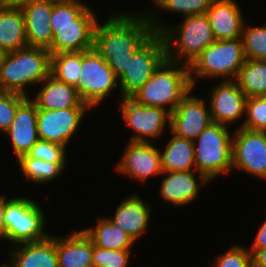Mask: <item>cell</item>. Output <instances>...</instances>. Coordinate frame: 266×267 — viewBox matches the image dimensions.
Here are the masks:
<instances>
[{"mask_svg":"<svg viewBox=\"0 0 266 267\" xmlns=\"http://www.w3.org/2000/svg\"><path fill=\"white\" fill-rule=\"evenodd\" d=\"M154 34L147 14H114L94 29L93 48L108 62L119 79L129 58Z\"/></svg>","mask_w":266,"mask_h":267,"instance_id":"obj_1","label":"cell"},{"mask_svg":"<svg viewBox=\"0 0 266 267\" xmlns=\"http://www.w3.org/2000/svg\"><path fill=\"white\" fill-rule=\"evenodd\" d=\"M165 59L150 79L131 98L144 106L160 107L171 114L181 100L193 90L189 65ZM185 64V65H184Z\"/></svg>","mask_w":266,"mask_h":267,"instance_id":"obj_2","label":"cell"},{"mask_svg":"<svg viewBox=\"0 0 266 267\" xmlns=\"http://www.w3.org/2000/svg\"><path fill=\"white\" fill-rule=\"evenodd\" d=\"M147 16L153 32L163 35L167 59L171 61L180 62L183 58L184 63L190 65L207 46L216 41L206 14L186 16L174 29L160 25L158 19L148 13Z\"/></svg>","mask_w":266,"mask_h":267,"instance_id":"obj_3","label":"cell"},{"mask_svg":"<svg viewBox=\"0 0 266 267\" xmlns=\"http://www.w3.org/2000/svg\"><path fill=\"white\" fill-rule=\"evenodd\" d=\"M51 53L41 47L26 46L4 53L0 64V91L28 96L25 86L41 83L50 75Z\"/></svg>","mask_w":266,"mask_h":267,"instance_id":"obj_4","label":"cell"},{"mask_svg":"<svg viewBox=\"0 0 266 267\" xmlns=\"http://www.w3.org/2000/svg\"><path fill=\"white\" fill-rule=\"evenodd\" d=\"M230 134L227 126L212 122L193 142L200 184L231 171L233 135Z\"/></svg>","mask_w":266,"mask_h":267,"instance_id":"obj_5","label":"cell"},{"mask_svg":"<svg viewBox=\"0 0 266 267\" xmlns=\"http://www.w3.org/2000/svg\"><path fill=\"white\" fill-rule=\"evenodd\" d=\"M245 60L241 38L216 40L189 65L193 88L196 76L197 78L219 76L226 80H235ZM192 74L195 75V78Z\"/></svg>","mask_w":266,"mask_h":267,"instance_id":"obj_6","label":"cell"},{"mask_svg":"<svg viewBox=\"0 0 266 267\" xmlns=\"http://www.w3.org/2000/svg\"><path fill=\"white\" fill-rule=\"evenodd\" d=\"M42 208L34 200L14 197L5 200L4 223L6 240L13 245L45 239V218Z\"/></svg>","mask_w":266,"mask_h":267,"instance_id":"obj_7","label":"cell"},{"mask_svg":"<svg viewBox=\"0 0 266 267\" xmlns=\"http://www.w3.org/2000/svg\"><path fill=\"white\" fill-rule=\"evenodd\" d=\"M167 58L163 35L154 33L129 58L125 73L118 79L121 97H131Z\"/></svg>","mask_w":266,"mask_h":267,"instance_id":"obj_8","label":"cell"},{"mask_svg":"<svg viewBox=\"0 0 266 267\" xmlns=\"http://www.w3.org/2000/svg\"><path fill=\"white\" fill-rule=\"evenodd\" d=\"M118 78L94 48L81 51V70L78 86L80 98L91 108L101 103L110 92L118 87Z\"/></svg>","mask_w":266,"mask_h":267,"instance_id":"obj_9","label":"cell"},{"mask_svg":"<svg viewBox=\"0 0 266 267\" xmlns=\"http://www.w3.org/2000/svg\"><path fill=\"white\" fill-rule=\"evenodd\" d=\"M233 135L232 169L266 179V131L241 127Z\"/></svg>","mask_w":266,"mask_h":267,"instance_id":"obj_10","label":"cell"},{"mask_svg":"<svg viewBox=\"0 0 266 267\" xmlns=\"http://www.w3.org/2000/svg\"><path fill=\"white\" fill-rule=\"evenodd\" d=\"M120 110L125 122L136 132L130 141L149 142L148 137H159L164 131L165 124L168 122L170 125L168 110L138 104L131 97L121 98Z\"/></svg>","mask_w":266,"mask_h":267,"instance_id":"obj_11","label":"cell"},{"mask_svg":"<svg viewBox=\"0 0 266 267\" xmlns=\"http://www.w3.org/2000/svg\"><path fill=\"white\" fill-rule=\"evenodd\" d=\"M96 23L93 11L87 7L75 19V25L51 26L54 36L49 52L56 54L92 49Z\"/></svg>","mask_w":266,"mask_h":267,"instance_id":"obj_12","label":"cell"},{"mask_svg":"<svg viewBox=\"0 0 266 267\" xmlns=\"http://www.w3.org/2000/svg\"><path fill=\"white\" fill-rule=\"evenodd\" d=\"M88 109L91 108L38 109L37 132L39 140L58 143L66 147Z\"/></svg>","mask_w":266,"mask_h":267,"instance_id":"obj_13","label":"cell"},{"mask_svg":"<svg viewBox=\"0 0 266 267\" xmlns=\"http://www.w3.org/2000/svg\"><path fill=\"white\" fill-rule=\"evenodd\" d=\"M190 94L170 114L169 127L173 134L194 142L213 120L205 102Z\"/></svg>","mask_w":266,"mask_h":267,"instance_id":"obj_14","label":"cell"},{"mask_svg":"<svg viewBox=\"0 0 266 267\" xmlns=\"http://www.w3.org/2000/svg\"><path fill=\"white\" fill-rule=\"evenodd\" d=\"M160 153L150 140L149 142L130 141L116 169L138 181H146L152 175L163 174Z\"/></svg>","mask_w":266,"mask_h":267,"instance_id":"obj_15","label":"cell"},{"mask_svg":"<svg viewBox=\"0 0 266 267\" xmlns=\"http://www.w3.org/2000/svg\"><path fill=\"white\" fill-rule=\"evenodd\" d=\"M210 112L213 122L227 126L245 114L247 96L235 80H223L210 93Z\"/></svg>","mask_w":266,"mask_h":267,"instance_id":"obj_16","label":"cell"},{"mask_svg":"<svg viewBox=\"0 0 266 267\" xmlns=\"http://www.w3.org/2000/svg\"><path fill=\"white\" fill-rule=\"evenodd\" d=\"M37 105L27 97L18 107L6 134L10 136L16 160L27 154L39 140L37 132Z\"/></svg>","mask_w":266,"mask_h":267,"instance_id":"obj_17","label":"cell"},{"mask_svg":"<svg viewBox=\"0 0 266 267\" xmlns=\"http://www.w3.org/2000/svg\"><path fill=\"white\" fill-rule=\"evenodd\" d=\"M242 13L235 0H213L206 15L215 39L241 38L245 23Z\"/></svg>","mask_w":266,"mask_h":267,"instance_id":"obj_18","label":"cell"},{"mask_svg":"<svg viewBox=\"0 0 266 267\" xmlns=\"http://www.w3.org/2000/svg\"><path fill=\"white\" fill-rule=\"evenodd\" d=\"M55 0L31 3L22 8L27 46L49 49L53 32L49 23Z\"/></svg>","mask_w":266,"mask_h":267,"instance_id":"obj_19","label":"cell"},{"mask_svg":"<svg viewBox=\"0 0 266 267\" xmlns=\"http://www.w3.org/2000/svg\"><path fill=\"white\" fill-rule=\"evenodd\" d=\"M44 83L35 99L37 109L60 110L66 108H91L84 103L77 89L51 74L42 81Z\"/></svg>","mask_w":266,"mask_h":267,"instance_id":"obj_20","label":"cell"},{"mask_svg":"<svg viewBox=\"0 0 266 267\" xmlns=\"http://www.w3.org/2000/svg\"><path fill=\"white\" fill-rule=\"evenodd\" d=\"M11 253V267H59L56 255V236L48 235L36 242L15 245ZM13 251V252H12Z\"/></svg>","mask_w":266,"mask_h":267,"instance_id":"obj_21","label":"cell"},{"mask_svg":"<svg viewBox=\"0 0 266 267\" xmlns=\"http://www.w3.org/2000/svg\"><path fill=\"white\" fill-rule=\"evenodd\" d=\"M150 206L138 195L133 194L120 203L114 217L109 219L136 242L148 227L151 216Z\"/></svg>","mask_w":266,"mask_h":267,"instance_id":"obj_22","label":"cell"},{"mask_svg":"<svg viewBox=\"0 0 266 267\" xmlns=\"http://www.w3.org/2000/svg\"><path fill=\"white\" fill-rule=\"evenodd\" d=\"M93 242L85 232L75 230L65 238L56 237L59 267H93Z\"/></svg>","mask_w":266,"mask_h":267,"instance_id":"obj_23","label":"cell"},{"mask_svg":"<svg viewBox=\"0 0 266 267\" xmlns=\"http://www.w3.org/2000/svg\"><path fill=\"white\" fill-rule=\"evenodd\" d=\"M163 174L166 176L162 180L159 194L164 202L177 207L189 204L197 198L200 184L197 183L193 170L163 172Z\"/></svg>","mask_w":266,"mask_h":267,"instance_id":"obj_24","label":"cell"},{"mask_svg":"<svg viewBox=\"0 0 266 267\" xmlns=\"http://www.w3.org/2000/svg\"><path fill=\"white\" fill-rule=\"evenodd\" d=\"M26 46L27 39L22 9L7 6L0 0V49L7 53Z\"/></svg>","mask_w":266,"mask_h":267,"instance_id":"obj_25","label":"cell"},{"mask_svg":"<svg viewBox=\"0 0 266 267\" xmlns=\"http://www.w3.org/2000/svg\"><path fill=\"white\" fill-rule=\"evenodd\" d=\"M172 135L164 152L160 153L163 172H184L196 168L193 141Z\"/></svg>","mask_w":266,"mask_h":267,"instance_id":"obj_26","label":"cell"},{"mask_svg":"<svg viewBox=\"0 0 266 267\" xmlns=\"http://www.w3.org/2000/svg\"><path fill=\"white\" fill-rule=\"evenodd\" d=\"M83 231L95 246L105 249H131L135 243L128 234L115 225L109 218H101L95 228H87L83 229Z\"/></svg>","mask_w":266,"mask_h":267,"instance_id":"obj_27","label":"cell"},{"mask_svg":"<svg viewBox=\"0 0 266 267\" xmlns=\"http://www.w3.org/2000/svg\"><path fill=\"white\" fill-rule=\"evenodd\" d=\"M235 81L247 97L266 92V60L246 59Z\"/></svg>","mask_w":266,"mask_h":267,"instance_id":"obj_28","label":"cell"},{"mask_svg":"<svg viewBox=\"0 0 266 267\" xmlns=\"http://www.w3.org/2000/svg\"><path fill=\"white\" fill-rule=\"evenodd\" d=\"M80 70L81 51L51 54L50 74L56 79L76 88Z\"/></svg>","mask_w":266,"mask_h":267,"instance_id":"obj_29","label":"cell"},{"mask_svg":"<svg viewBox=\"0 0 266 267\" xmlns=\"http://www.w3.org/2000/svg\"><path fill=\"white\" fill-rule=\"evenodd\" d=\"M15 163L19 164L26 179L38 184L49 183V181L54 180L61 175L60 173L66 167L65 163H49L29 157L27 154L22 155Z\"/></svg>","mask_w":266,"mask_h":267,"instance_id":"obj_30","label":"cell"},{"mask_svg":"<svg viewBox=\"0 0 266 267\" xmlns=\"http://www.w3.org/2000/svg\"><path fill=\"white\" fill-rule=\"evenodd\" d=\"M247 26V23H244L241 33L245 59L266 60V25Z\"/></svg>","mask_w":266,"mask_h":267,"instance_id":"obj_31","label":"cell"},{"mask_svg":"<svg viewBox=\"0 0 266 267\" xmlns=\"http://www.w3.org/2000/svg\"><path fill=\"white\" fill-rule=\"evenodd\" d=\"M79 0H55L50 17L51 26L75 25V19L88 7Z\"/></svg>","mask_w":266,"mask_h":267,"instance_id":"obj_32","label":"cell"},{"mask_svg":"<svg viewBox=\"0 0 266 267\" xmlns=\"http://www.w3.org/2000/svg\"><path fill=\"white\" fill-rule=\"evenodd\" d=\"M213 0H153L156 7L186 16L206 14Z\"/></svg>","mask_w":266,"mask_h":267,"instance_id":"obj_33","label":"cell"},{"mask_svg":"<svg viewBox=\"0 0 266 267\" xmlns=\"http://www.w3.org/2000/svg\"><path fill=\"white\" fill-rule=\"evenodd\" d=\"M245 113L248 117L239 128L266 131V105L258 96L247 97Z\"/></svg>","mask_w":266,"mask_h":267,"instance_id":"obj_34","label":"cell"},{"mask_svg":"<svg viewBox=\"0 0 266 267\" xmlns=\"http://www.w3.org/2000/svg\"><path fill=\"white\" fill-rule=\"evenodd\" d=\"M131 249L111 250L93 244V267H126Z\"/></svg>","mask_w":266,"mask_h":267,"instance_id":"obj_35","label":"cell"},{"mask_svg":"<svg viewBox=\"0 0 266 267\" xmlns=\"http://www.w3.org/2000/svg\"><path fill=\"white\" fill-rule=\"evenodd\" d=\"M15 92L0 91V130L4 133L14 121L17 107L27 98Z\"/></svg>","mask_w":266,"mask_h":267,"instance_id":"obj_36","label":"cell"},{"mask_svg":"<svg viewBox=\"0 0 266 267\" xmlns=\"http://www.w3.org/2000/svg\"><path fill=\"white\" fill-rule=\"evenodd\" d=\"M65 149L66 147L61 144L38 140L27 155L49 163H66Z\"/></svg>","mask_w":266,"mask_h":267,"instance_id":"obj_37","label":"cell"},{"mask_svg":"<svg viewBox=\"0 0 266 267\" xmlns=\"http://www.w3.org/2000/svg\"><path fill=\"white\" fill-rule=\"evenodd\" d=\"M213 267H252L249 249L234 245L216 257Z\"/></svg>","mask_w":266,"mask_h":267,"instance_id":"obj_38","label":"cell"},{"mask_svg":"<svg viewBox=\"0 0 266 267\" xmlns=\"http://www.w3.org/2000/svg\"><path fill=\"white\" fill-rule=\"evenodd\" d=\"M251 253L252 267H266V247L257 250H249Z\"/></svg>","mask_w":266,"mask_h":267,"instance_id":"obj_39","label":"cell"},{"mask_svg":"<svg viewBox=\"0 0 266 267\" xmlns=\"http://www.w3.org/2000/svg\"><path fill=\"white\" fill-rule=\"evenodd\" d=\"M266 247V219L262 226L259 228L251 250L262 249Z\"/></svg>","mask_w":266,"mask_h":267,"instance_id":"obj_40","label":"cell"},{"mask_svg":"<svg viewBox=\"0 0 266 267\" xmlns=\"http://www.w3.org/2000/svg\"><path fill=\"white\" fill-rule=\"evenodd\" d=\"M5 196H0V237L6 239V226L4 223Z\"/></svg>","mask_w":266,"mask_h":267,"instance_id":"obj_41","label":"cell"},{"mask_svg":"<svg viewBox=\"0 0 266 267\" xmlns=\"http://www.w3.org/2000/svg\"><path fill=\"white\" fill-rule=\"evenodd\" d=\"M1 1L7 6L22 9L24 6L28 4L41 2L45 0H1Z\"/></svg>","mask_w":266,"mask_h":267,"instance_id":"obj_42","label":"cell"},{"mask_svg":"<svg viewBox=\"0 0 266 267\" xmlns=\"http://www.w3.org/2000/svg\"><path fill=\"white\" fill-rule=\"evenodd\" d=\"M258 97L262 100V102L266 105V92L258 95Z\"/></svg>","mask_w":266,"mask_h":267,"instance_id":"obj_43","label":"cell"},{"mask_svg":"<svg viewBox=\"0 0 266 267\" xmlns=\"http://www.w3.org/2000/svg\"><path fill=\"white\" fill-rule=\"evenodd\" d=\"M3 55H4V52L0 49V64H1V61H2V58H3Z\"/></svg>","mask_w":266,"mask_h":267,"instance_id":"obj_44","label":"cell"},{"mask_svg":"<svg viewBox=\"0 0 266 267\" xmlns=\"http://www.w3.org/2000/svg\"><path fill=\"white\" fill-rule=\"evenodd\" d=\"M0 267H11V266L8 264H2V265H0Z\"/></svg>","mask_w":266,"mask_h":267,"instance_id":"obj_45","label":"cell"}]
</instances>
